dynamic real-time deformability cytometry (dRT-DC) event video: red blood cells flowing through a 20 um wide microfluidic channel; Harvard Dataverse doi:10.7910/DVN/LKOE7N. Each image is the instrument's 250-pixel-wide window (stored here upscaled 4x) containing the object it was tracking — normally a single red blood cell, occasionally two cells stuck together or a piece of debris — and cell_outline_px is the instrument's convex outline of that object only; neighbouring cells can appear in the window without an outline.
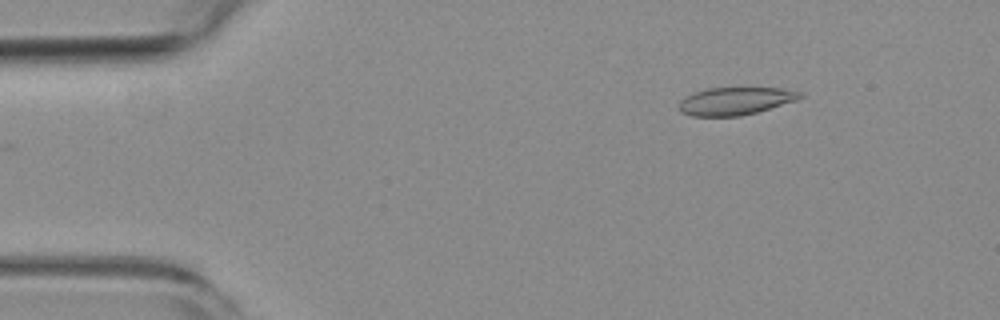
{"species": "common noctule bat (a hibernating species)", "species_latin": "Nyctalus noctula", "temperature_condition": "room temperature", "stored_images_in_passage": 41, "camera_frame_rate_fps": 3000, "um_per_image_px": 0.085, "animal": {"sex": "female", "body_mass_g": 19.3, "forearm_length_mm": 54.1}, "frame": {"image": 1, "passage_image": 1, "time_ms": 0.0, "image_size_px": [1000, 320], "cell_outline_px": [[804, 96], [796, 100], [756, 112], [740, 116], [692, 116], [680, 112], [680, 100], [696, 92], [708, 88], [780, 88], [804, 92]], "centroid_in_image_um": [62.53, 8.59], "position_along_channel_um": 22.5, "area_um2": 19.31}}
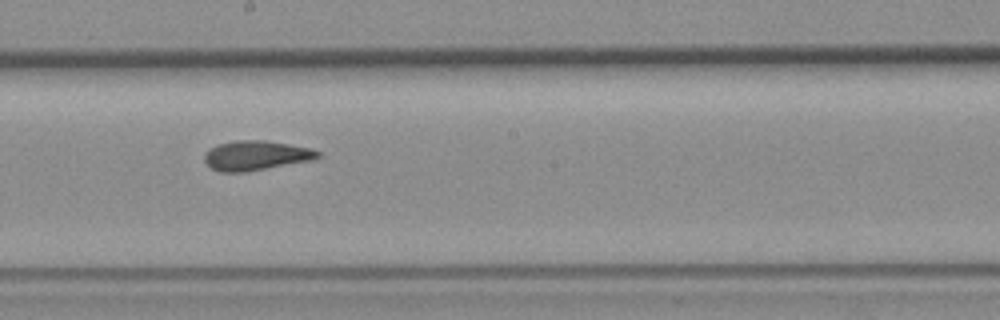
{"frame": {"image": 2, "passage_image": 23, "time_ms": 7.333, "image_size_px": [1000, 320], "cell_outline_px": [[320, 156], [308, 160], [244, 172], [220, 172], [212, 168], [204, 160], [204, 156], [212, 148], [220, 144], [236, 140], [264, 140], [312, 148], [320, 152]], "centroid_in_image_um": [21.75, 13.21], "position_along_channel_um": 226.5, "area_um2": 19.02}}
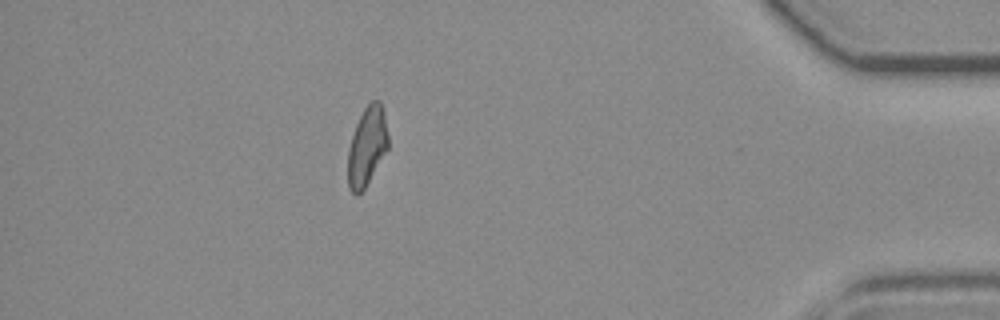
{"frame": {"image": 3, "passage_image": 41, "time_ms": 13.333, "image_size_px": [1000, 320], "cell_outline_px": [[388, 148], [364, 188], [356, 196], [348, 188], [348, 148], [356, 124], [364, 108], [372, 100], [380, 100], [384, 112], [388, 136]], "centroid_in_image_um": [31.19, 12.42], "position_along_channel_um": 404.0, "area_um2": 18.32}, "authors_computed_cell_mechanics": {"area_um2": 19.2474, "velocity_mm_per_s": 3.8048, "shape_relaxation_time_tau1_ms": null, "shape_relaxation_time_tau2_ms": 1.7507, "deformation_change_tau1": null, "deformation_change_tau2": 0.0726}}